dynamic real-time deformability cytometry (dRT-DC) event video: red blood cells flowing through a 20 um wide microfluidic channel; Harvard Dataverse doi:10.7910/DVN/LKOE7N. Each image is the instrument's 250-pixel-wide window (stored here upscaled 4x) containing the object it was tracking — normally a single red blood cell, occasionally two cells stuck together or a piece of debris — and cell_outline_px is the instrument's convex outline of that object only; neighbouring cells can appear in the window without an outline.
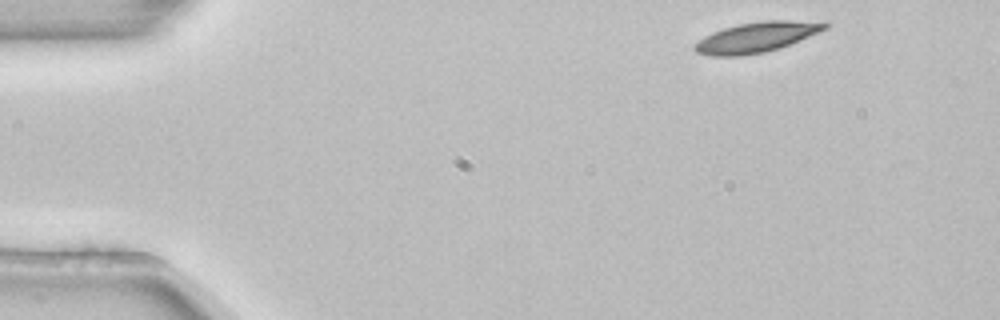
{"species": "common noctule bat (a hibernating species)", "species_latin": "Nyctalus noctula", "temperature_condition": "room temperature", "stored_images_in_passage": 3, "camera_frame_rate_fps": 3000, "um_per_image_px": 0.085, "animal": {"sex": "female", "body_mass_g": 22.7, "forearm_length_mm": 54.2}, "frame": {"image": 1, "passage_image": 1, "time_ms": 0.0, "image_size_px": [1000, 320], "cell_outline_px": [[828, 28], [780, 48], [764, 52], [740, 56], [708, 56], [696, 52], [692, 48], [704, 36], [712, 32], [724, 28], [740, 24], [764, 20], [824, 20], [828, 24]], "centroid_in_image_um": [64.34, 3.15], "position_along_channel_um": 20.7, "area_um2": 23.06}}